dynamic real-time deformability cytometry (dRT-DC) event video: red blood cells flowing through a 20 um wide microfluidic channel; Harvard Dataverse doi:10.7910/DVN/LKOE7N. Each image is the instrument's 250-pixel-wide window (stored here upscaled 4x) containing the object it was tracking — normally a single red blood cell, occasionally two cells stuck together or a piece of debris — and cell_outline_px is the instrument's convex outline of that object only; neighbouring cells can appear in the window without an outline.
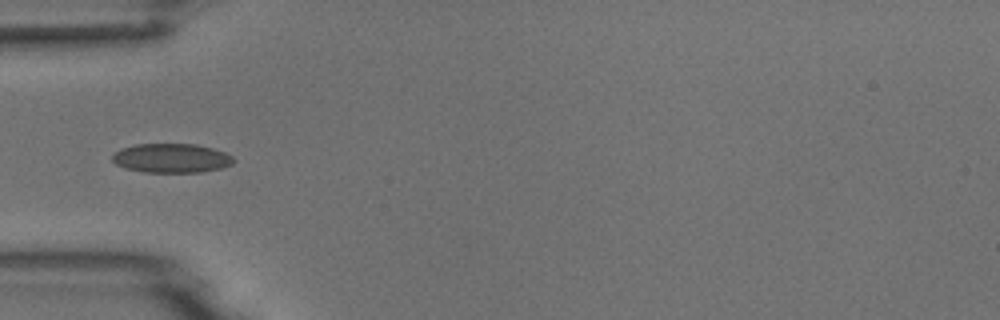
{"species": "common noctule bat (a hibernating species)", "species_latin": "Nyctalus noctula", "temperature_condition": "room temperature", "stored_images_in_passage": 4, "camera_frame_rate_fps": 3000, "um_per_image_px": 0.085, "animal": {"sex": "male", "body_mass_g": 18.8}, "frame": {"image": 1, "passage_image": 1, "time_ms": 0.0, "image_size_px": [1000, 320], "cell_outline_px": [[236, 160], [232, 164], [220, 168], [200, 172], [144, 172], [124, 168], [116, 164], [112, 160], [112, 156], [120, 148], [136, 144], [196, 144], [212, 148], [224, 152], [232, 156]], "centroid_in_image_um": [14.56, 13.44], "position_along_channel_um": 70.4, "area_um2": 20.63}}